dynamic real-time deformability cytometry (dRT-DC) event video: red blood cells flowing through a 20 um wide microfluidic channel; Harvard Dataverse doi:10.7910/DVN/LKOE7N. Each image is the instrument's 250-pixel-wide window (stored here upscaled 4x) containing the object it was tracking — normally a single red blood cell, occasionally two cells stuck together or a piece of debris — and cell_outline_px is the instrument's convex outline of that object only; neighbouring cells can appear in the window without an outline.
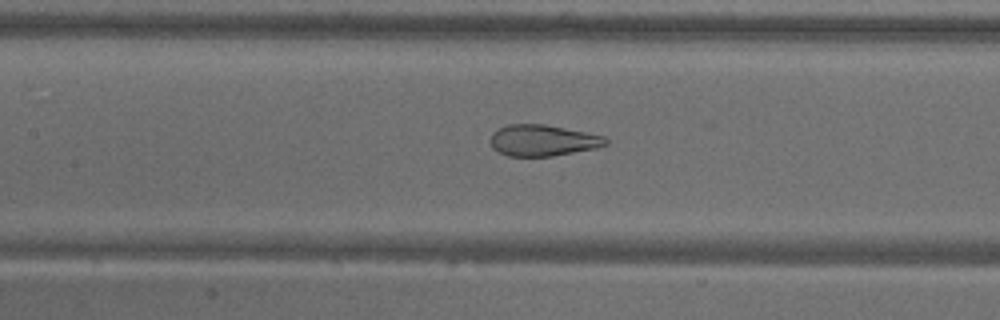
{"species": "common noctule bat (a hibernating species)", "species_latin": "Nyctalus noctula", "temperature_condition": "warm", "stored_images_in_passage": 55, "camera_frame_rate_fps": 3000, "um_per_image_px": 0.085, "animal": {"sex": "male", "body_mass_g": 18.8}, "frame": {"image": 1, "passage_image": 25, "time_ms": 8.0, "image_size_px": [1000, 320], "cell_outline_px": [[608, 144], [596, 148], [552, 156], [508, 156], [492, 148], [492, 132], [508, 124], [544, 124], [604, 136], [608, 140]], "centroid_in_image_um": [46.14, 11.93], "position_along_channel_um": 161.3, "area_um2": 20.75}}
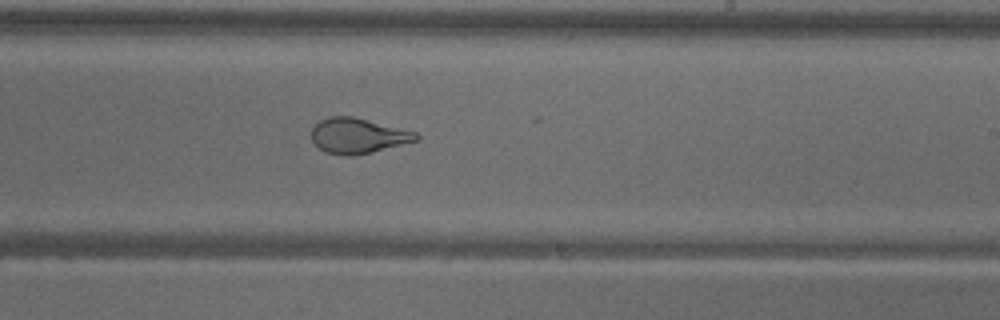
{"frame": {"image": 2, "passage_image": 33, "time_ms": 10.667, "image_size_px": [1000, 320], "cell_outline_px": [[420, 140], [356, 156], [348, 156], [328, 152], [320, 148], [312, 140], [312, 128], [320, 120], [328, 116], [352, 116], [416, 132], [420, 136]], "centroid_in_image_um": [30.45, 11.54], "position_along_channel_um": 258.6, "area_um2": 21.39}}
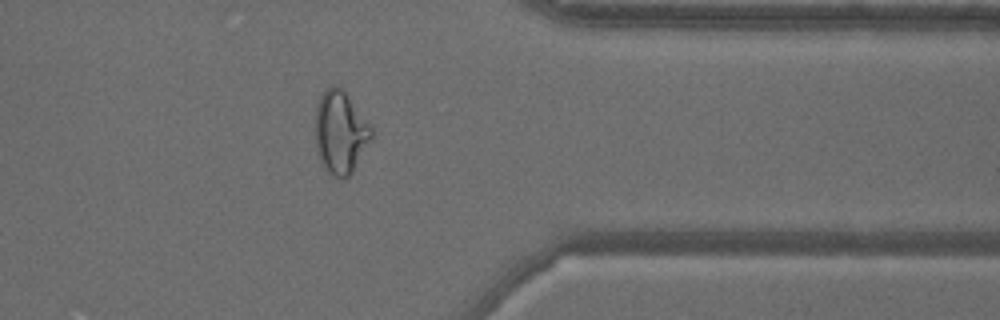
{"frame": {"image": 3, "passage_image": 44, "time_ms": 14.333, "image_size_px": [1000, 320], "cell_outline_px": [[372, 136], [352, 172], [344, 180], [340, 180], [328, 172], [324, 168], [320, 160], [316, 148], [316, 104], [324, 88], [332, 84], [336, 84], [348, 96], [372, 128]], "centroid_in_image_um": [28.9, 11.24], "position_along_channel_um": 382.5, "area_um2": 26.82}, "authors_computed_cell_mechanics": {"area_um2": 27.2816, "velocity_mm_per_s": 3.6615, "shape_relaxation_time_tau1_ms": null, "shape_relaxation_time_tau2_ms": 0.7061, "deformation_change_tau1": null, "deformation_change_tau2": 0.0706}}